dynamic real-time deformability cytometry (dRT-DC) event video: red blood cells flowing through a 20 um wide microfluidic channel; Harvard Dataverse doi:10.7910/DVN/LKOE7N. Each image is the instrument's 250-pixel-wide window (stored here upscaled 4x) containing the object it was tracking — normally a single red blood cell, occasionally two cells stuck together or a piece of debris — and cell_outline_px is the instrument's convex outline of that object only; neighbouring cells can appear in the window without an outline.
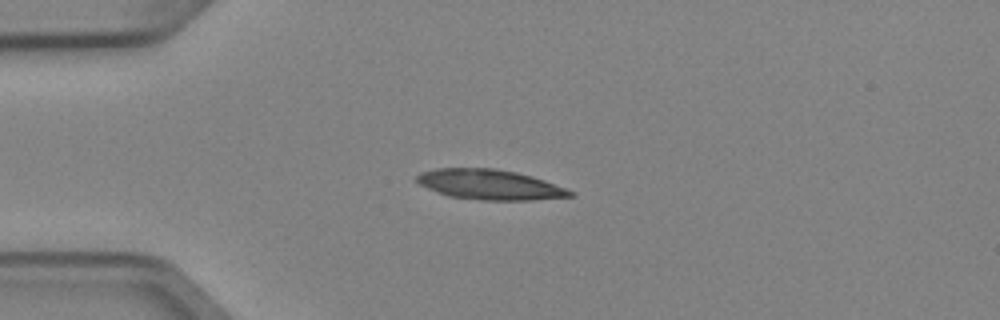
{"species": "Egyptian fruit bat (a non-hibernating species)", "species_latin": "Rousettus aegyptiacus", "temperature_condition": "cold", "stored_images_in_passage": 3, "camera_frame_rate_fps": 3000, "um_per_image_px": 0.085, "animal": {"sex": "female"}, "frame": {"image": 1, "passage_image": 1, "time_ms": 0.0, "image_size_px": [1000, 320], "cell_outline_px": [[576, 196], [532, 200], [480, 200], [448, 196], [428, 188], [420, 184], [416, 180], [416, 176], [420, 172], [436, 168], [496, 168], [516, 172], [532, 176], [544, 180], [576, 192]], "centroid_in_image_um": [41.65, 15.69], "position_along_channel_um": 43.3, "area_um2": 26.99}}
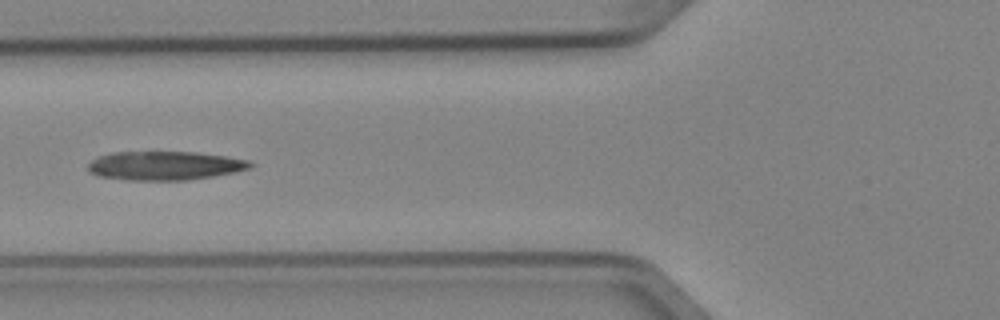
{"frame": {"image": 2, "passage_image": 3, "time_ms": 0.667, "image_size_px": [1000, 320], "cell_outline_px": [[256, 164], [248, 168], [232, 172], [212, 176], [184, 180], [128, 180], [100, 176], [92, 172], [88, 168], [88, 164], [92, 160], [100, 156], [112, 152], [196, 152], [224, 156], [248, 160]], "centroid_in_image_um": [14.0, 14.07], "position_along_channel_um": 111.8, "area_um2": 26.88}}